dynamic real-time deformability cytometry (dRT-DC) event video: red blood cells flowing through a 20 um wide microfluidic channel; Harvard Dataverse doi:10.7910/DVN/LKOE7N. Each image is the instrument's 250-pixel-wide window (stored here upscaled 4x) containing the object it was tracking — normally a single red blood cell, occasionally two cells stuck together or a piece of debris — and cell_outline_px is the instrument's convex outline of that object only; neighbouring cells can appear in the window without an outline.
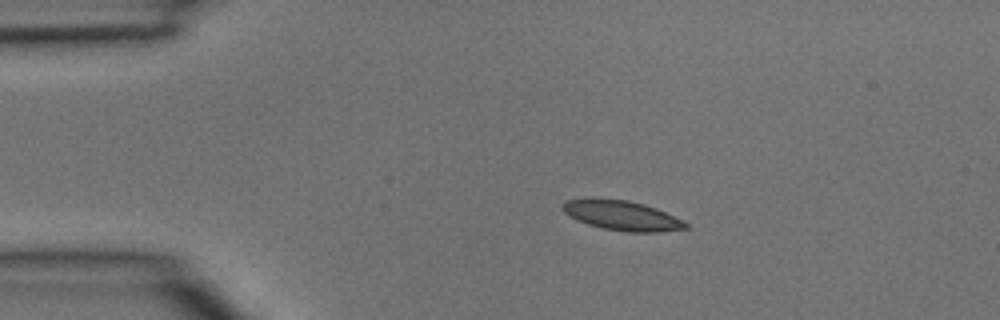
{"species": "common noctule bat (a hibernating species)", "species_latin": "Nyctalus noctula", "temperature_condition": "room temperature", "stored_images_in_passage": 2, "camera_frame_rate_fps": 3000, "um_per_image_px": 0.085, "animal": {"sex": "male", "body_mass_g": 15.6}, "frame": {"image": 1, "passage_image": 1, "time_ms": 0.0, "image_size_px": [1000, 320], "cell_outline_px": [[688, 228], [660, 232], [628, 232], [604, 228], [588, 224], [568, 216], [560, 208], [568, 200], [628, 200], [644, 204], [656, 208], [684, 220], [688, 224]], "centroid_in_image_um": [52.94, 18.35], "position_along_channel_um": 32.1, "area_um2": 20.81}}